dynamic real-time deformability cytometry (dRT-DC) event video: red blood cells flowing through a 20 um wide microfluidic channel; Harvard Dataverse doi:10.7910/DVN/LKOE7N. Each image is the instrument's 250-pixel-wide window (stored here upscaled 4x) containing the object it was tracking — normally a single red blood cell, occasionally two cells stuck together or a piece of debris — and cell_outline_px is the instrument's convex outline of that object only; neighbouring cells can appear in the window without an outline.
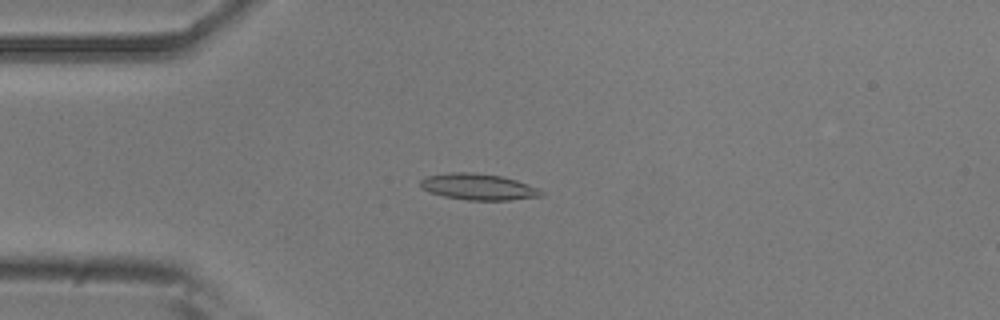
{"species": "common noctule bat (a hibernating species)", "species_latin": "Nyctalus noctula", "temperature_condition": "room temperature", "stored_images_in_passage": 53, "camera_frame_rate_fps": 3000, "um_per_image_px": 0.085, "animal": {"sex": "male", "body_mass_g": 20.5, "forearm_length_mm": 52.5}, "frame": {"image": 1, "passage_image": 13, "time_ms": 4.0, "image_size_px": [1000, 320], "cell_outline_px": [[544, 196], [508, 200], [468, 200], [444, 196], [420, 188], [420, 180], [428, 176], [448, 172], [472, 172], [500, 176], [516, 180], [528, 184], [544, 192]], "centroid_in_image_um": [40.66, 15.88], "position_along_channel_um": 44.3, "area_um2": 18.38}}
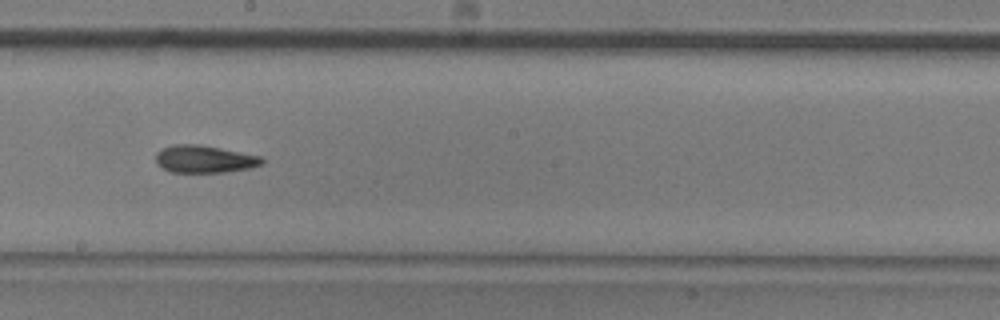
{"frame": {"image": 2, "passage_image": 29, "time_ms": 9.333, "image_size_px": [1000, 320], "cell_outline_px": [[264, 164], [248, 168], [224, 172], [172, 172], [156, 164], [156, 152], [172, 144], [200, 144], [260, 156], [264, 160]], "centroid_in_image_um": [17.36, 13.52], "position_along_channel_um": 230.8, "area_um2": 16.88}}
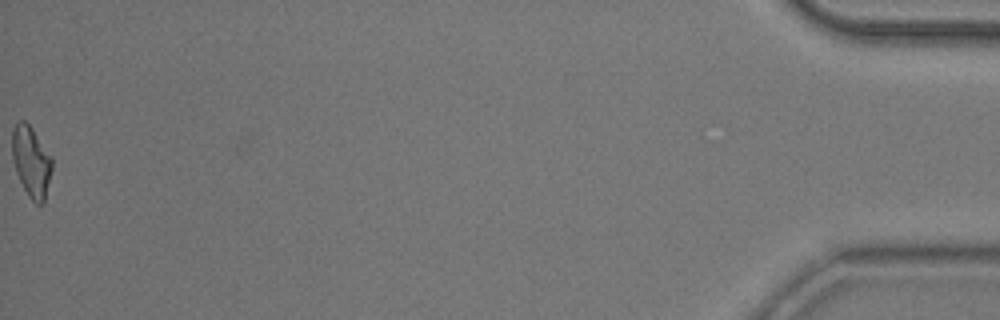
{"frame": {"image": 3, "passage_image": 53, "time_ms": 17.333, "image_size_px": [1000, 320], "cell_outline_px": [[52, 168], [44, 200], [40, 204], [36, 204], [28, 196], [16, 172], [12, 156], [12, 128], [20, 120], [24, 120], [32, 128], [52, 156]], "centroid_in_image_um": [2.65, 13.7], "position_along_channel_um": 432.6, "area_um2": 16.3}, "authors_computed_cell_mechanics": {"area_um2": 16.8776, "velocity_mm_per_s": 3.8126, "shape_relaxation_time_tau1_ms": 9.7274, "shape_relaxation_time_tau2_ms": 6.3102, "deformation_change_tau1": 0.2185, "deformation_change_tau2": 0.1535}}